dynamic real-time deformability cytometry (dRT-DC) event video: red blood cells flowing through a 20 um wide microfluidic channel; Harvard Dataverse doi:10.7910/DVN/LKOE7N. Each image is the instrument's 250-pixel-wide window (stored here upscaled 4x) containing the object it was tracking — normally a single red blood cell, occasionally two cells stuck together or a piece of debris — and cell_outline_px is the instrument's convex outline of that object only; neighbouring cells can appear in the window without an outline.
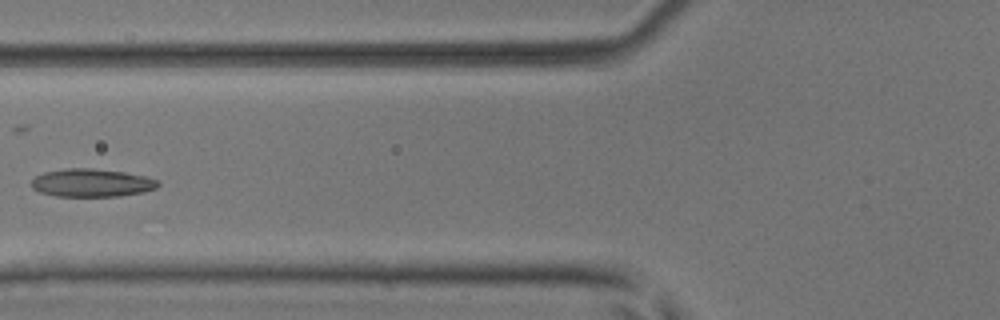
{"species": "common noctule bat (a hibernating species)", "species_latin": "Nyctalus noctula", "temperature_condition": "room temperature", "stored_images_in_passage": 6, "camera_frame_rate_fps": 3000, "um_per_image_px": 0.085, "animal": {"sex": "male", "body_mass_g": 17.9, "forearm_length_mm": 54.2}, "frame": {"image": 1, "passage_image": 6, "time_ms": 1.667, "image_size_px": [1000, 320], "cell_outline_px": [[160, 184], [156, 188], [144, 192], [120, 196], [56, 196], [40, 192], [32, 188], [32, 180], [36, 176], [44, 172], [64, 168], [92, 168], [124, 172], [144, 176], [160, 180]], "centroid_in_image_um": [7.81, 15.54], "position_along_channel_um": 118.0, "area_um2": 20.75}}